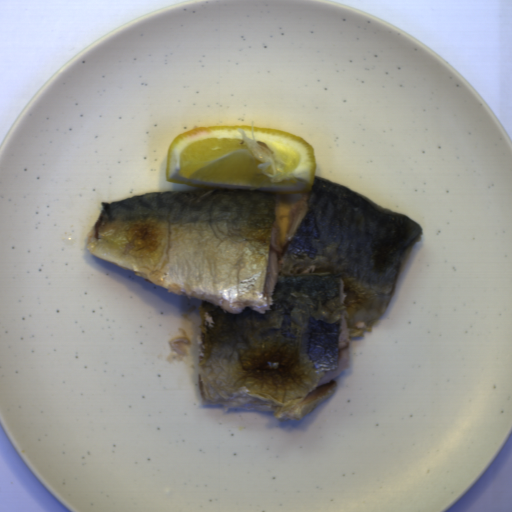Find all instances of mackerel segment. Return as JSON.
Wrapping results in <instances>:
<instances>
[{
	"label": "mackerel segment",
	"mask_w": 512,
	"mask_h": 512,
	"mask_svg": "<svg viewBox=\"0 0 512 512\" xmlns=\"http://www.w3.org/2000/svg\"><path fill=\"white\" fill-rule=\"evenodd\" d=\"M419 222L315 175L294 204L235 188L101 201L86 251L200 299L202 405L297 421L395 297Z\"/></svg>",
	"instance_id": "1"
},
{
	"label": "mackerel segment",
	"mask_w": 512,
	"mask_h": 512,
	"mask_svg": "<svg viewBox=\"0 0 512 512\" xmlns=\"http://www.w3.org/2000/svg\"><path fill=\"white\" fill-rule=\"evenodd\" d=\"M171 351L174 353L167 358V361L176 362L186 359L191 353L187 351L181 343L191 344L189 339L183 335L172 336L167 341Z\"/></svg>",
	"instance_id": "2"
}]
</instances>
